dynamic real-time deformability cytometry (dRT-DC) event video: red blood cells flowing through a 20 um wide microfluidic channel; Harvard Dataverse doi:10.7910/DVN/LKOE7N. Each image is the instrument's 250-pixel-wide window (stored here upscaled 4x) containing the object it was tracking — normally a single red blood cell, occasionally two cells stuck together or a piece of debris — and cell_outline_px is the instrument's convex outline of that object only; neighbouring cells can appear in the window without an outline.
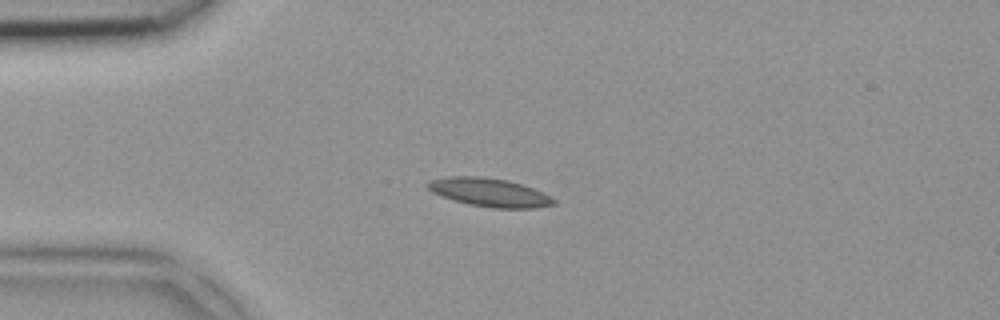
{"species": "common noctule bat (a hibernating species)", "species_latin": "Nyctalus noctula", "temperature_condition": "room temperature", "stored_images_in_passage": 4, "camera_frame_rate_fps": 3000, "um_per_image_px": 0.085, "animal": {"sex": "female", "body_mass_g": 18.4}, "frame": {"image": 1, "passage_image": 3, "time_ms": 0.667, "image_size_px": [1000, 320], "cell_outline_px": [[556, 204], [536, 208], [492, 208], [468, 204], [432, 192], [424, 184], [428, 180], [448, 176], [484, 176], [508, 180], [532, 188], [552, 196], [556, 200]], "centroid_in_image_um": [41.61, 16.34], "position_along_channel_um": 43.4, "area_um2": 20.98}}